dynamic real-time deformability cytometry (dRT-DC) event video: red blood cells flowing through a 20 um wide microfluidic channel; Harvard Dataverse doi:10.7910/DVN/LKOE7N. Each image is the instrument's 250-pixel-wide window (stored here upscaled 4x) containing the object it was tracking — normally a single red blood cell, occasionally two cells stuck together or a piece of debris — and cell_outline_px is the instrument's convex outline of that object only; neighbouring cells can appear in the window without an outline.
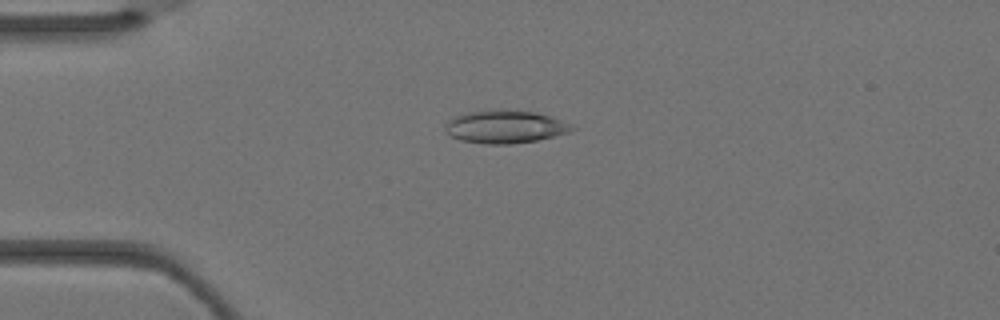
{"species": "Egyptian fruit bat (a non-hibernating species)", "species_latin": "Rousettus aegyptiacus", "temperature_condition": "warm", "stored_images_in_passage": 3, "camera_frame_rate_fps": 3000, "um_per_image_px": 0.085, "animal": {"sex": "female"}, "frame": {"image": 1, "passage_image": 3, "time_ms": 0.667, "image_size_px": [1000, 320], "cell_outline_px": [[576, 128], [568, 132], [536, 140], [508, 144], [484, 144], [460, 140], [452, 136], [444, 128], [444, 124], [448, 120], [456, 116], [468, 112], [536, 112], [572, 124]], "centroid_in_image_um": [42.91, 10.81], "position_along_channel_um": 42.1, "area_um2": 23.29}}